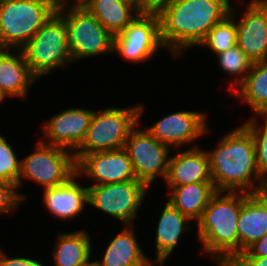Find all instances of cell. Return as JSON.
I'll return each mask as SVG.
<instances>
[{
    "label": "cell",
    "instance_id": "cell-18",
    "mask_svg": "<svg viewBox=\"0 0 267 266\" xmlns=\"http://www.w3.org/2000/svg\"><path fill=\"white\" fill-rule=\"evenodd\" d=\"M159 215L155 228L156 232L154 233L155 257L152 258V262L155 266H165L170 256L175 253L174 250L181 244L183 234H187L190 229L193 230L192 226H195V222L173 207L168 201L165 202V206H163Z\"/></svg>",
    "mask_w": 267,
    "mask_h": 266
},
{
    "label": "cell",
    "instance_id": "cell-36",
    "mask_svg": "<svg viewBox=\"0 0 267 266\" xmlns=\"http://www.w3.org/2000/svg\"><path fill=\"white\" fill-rule=\"evenodd\" d=\"M260 192L267 198V175L263 177V184Z\"/></svg>",
    "mask_w": 267,
    "mask_h": 266
},
{
    "label": "cell",
    "instance_id": "cell-4",
    "mask_svg": "<svg viewBox=\"0 0 267 266\" xmlns=\"http://www.w3.org/2000/svg\"><path fill=\"white\" fill-rule=\"evenodd\" d=\"M109 107L94 111L82 144L73 152L77 163L84 155L124 147L130 132L142 121L145 105Z\"/></svg>",
    "mask_w": 267,
    "mask_h": 266
},
{
    "label": "cell",
    "instance_id": "cell-31",
    "mask_svg": "<svg viewBox=\"0 0 267 266\" xmlns=\"http://www.w3.org/2000/svg\"><path fill=\"white\" fill-rule=\"evenodd\" d=\"M0 266H46L42 261L34 259L32 257H8L6 251L2 250L0 246Z\"/></svg>",
    "mask_w": 267,
    "mask_h": 266
},
{
    "label": "cell",
    "instance_id": "cell-7",
    "mask_svg": "<svg viewBox=\"0 0 267 266\" xmlns=\"http://www.w3.org/2000/svg\"><path fill=\"white\" fill-rule=\"evenodd\" d=\"M56 10L50 0H0V48L21 49Z\"/></svg>",
    "mask_w": 267,
    "mask_h": 266
},
{
    "label": "cell",
    "instance_id": "cell-20",
    "mask_svg": "<svg viewBox=\"0 0 267 266\" xmlns=\"http://www.w3.org/2000/svg\"><path fill=\"white\" fill-rule=\"evenodd\" d=\"M135 225H124L96 259L99 266H155L137 239Z\"/></svg>",
    "mask_w": 267,
    "mask_h": 266
},
{
    "label": "cell",
    "instance_id": "cell-33",
    "mask_svg": "<svg viewBox=\"0 0 267 266\" xmlns=\"http://www.w3.org/2000/svg\"><path fill=\"white\" fill-rule=\"evenodd\" d=\"M228 266H267V256L236 257Z\"/></svg>",
    "mask_w": 267,
    "mask_h": 266
},
{
    "label": "cell",
    "instance_id": "cell-13",
    "mask_svg": "<svg viewBox=\"0 0 267 266\" xmlns=\"http://www.w3.org/2000/svg\"><path fill=\"white\" fill-rule=\"evenodd\" d=\"M237 1L243 3L235 4ZM245 2L235 0L231 9L236 17L237 45L253 62L262 61L267 59V2L248 0L247 5Z\"/></svg>",
    "mask_w": 267,
    "mask_h": 266
},
{
    "label": "cell",
    "instance_id": "cell-28",
    "mask_svg": "<svg viewBox=\"0 0 267 266\" xmlns=\"http://www.w3.org/2000/svg\"><path fill=\"white\" fill-rule=\"evenodd\" d=\"M248 118L243 124L253 135L257 169L260 175L265 177L267 175V115L252 117L249 115Z\"/></svg>",
    "mask_w": 267,
    "mask_h": 266
},
{
    "label": "cell",
    "instance_id": "cell-32",
    "mask_svg": "<svg viewBox=\"0 0 267 266\" xmlns=\"http://www.w3.org/2000/svg\"><path fill=\"white\" fill-rule=\"evenodd\" d=\"M267 256V233L250 245L244 252L237 257H265Z\"/></svg>",
    "mask_w": 267,
    "mask_h": 266
},
{
    "label": "cell",
    "instance_id": "cell-30",
    "mask_svg": "<svg viewBox=\"0 0 267 266\" xmlns=\"http://www.w3.org/2000/svg\"><path fill=\"white\" fill-rule=\"evenodd\" d=\"M22 203L16 186L0 180V216H5L8 213L13 214L22 206Z\"/></svg>",
    "mask_w": 267,
    "mask_h": 266
},
{
    "label": "cell",
    "instance_id": "cell-11",
    "mask_svg": "<svg viewBox=\"0 0 267 266\" xmlns=\"http://www.w3.org/2000/svg\"><path fill=\"white\" fill-rule=\"evenodd\" d=\"M142 127H135L130 132L124 149L132 162L136 178L150 188L157 178L165 180L172 149Z\"/></svg>",
    "mask_w": 267,
    "mask_h": 266
},
{
    "label": "cell",
    "instance_id": "cell-12",
    "mask_svg": "<svg viewBox=\"0 0 267 266\" xmlns=\"http://www.w3.org/2000/svg\"><path fill=\"white\" fill-rule=\"evenodd\" d=\"M207 113L205 110H179L162 116L160 120L153 122V125L145 126V129L172 150L180 149L182 146L197 147L200 144L196 142L200 138L212 133Z\"/></svg>",
    "mask_w": 267,
    "mask_h": 266
},
{
    "label": "cell",
    "instance_id": "cell-39",
    "mask_svg": "<svg viewBox=\"0 0 267 266\" xmlns=\"http://www.w3.org/2000/svg\"><path fill=\"white\" fill-rule=\"evenodd\" d=\"M5 100L6 98L0 92V104H2Z\"/></svg>",
    "mask_w": 267,
    "mask_h": 266
},
{
    "label": "cell",
    "instance_id": "cell-17",
    "mask_svg": "<svg viewBox=\"0 0 267 266\" xmlns=\"http://www.w3.org/2000/svg\"><path fill=\"white\" fill-rule=\"evenodd\" d=\"M177 151L169 159L167 176L163 182L166 188L212 182L209 156L204 146L185 148L182 151L177 149Z\"/></svg>",
    "mask_w": 267,
    "mask_h": 266
},
{
    "label": "cell",
    "instance_id": "cell-8",
    "mask_svg": "<svg viewBox=\"0 0 267 266\" xmlns=\"http://www.w3.org/2000/svg\"><path fill=\"white\" fill-rule=\"evenodd\" d=\"M56 12L66 22L73 63L113 55V35L83 5H60Z\"/></svg>",
    "mask_w": 267,
    "mask_h": 266
},
{
    "label": "cell",
    "instance_id": "cell-5",
    "mask_svg": "<svg viewBox=\"0 0 267 266\" xmlns=\"http://www.w3.org/2000/svg\"><path fill=\"white\" fill-rule=\"evenodd\" d=\"M21 51L38 80L73 64L65 20L55 12Z\"/></svg>",
    "mask_w": 267,
    "mask_h": 266
},
{
    "label": "cell",
    "instance_id": "cell-15",
    "mask_svg": "<svg viewBox=\"0 0 267 266\" xmlns=\"http://www.w3.org/2000/svg\"><path fill=\"white\" fill-rule=\"evenodd\" d=\"M93 114L94 109L66 108L45 121L40 140L74 152L82 144Z\"/></svg>",
    "mask_w": 267,
    "mask_h": 266
},
{
    "label": "cell",
    "instance_id": "cell-16",
    "mask_svg": "<svg viewBox=\"0 0 267 266\" xmlns=\"http://www.w3.org/2000/svg\"><path fill=\"white\" fill-rule=\"evenodd\" d=\"M80 176L75 173L64 184L57 187L42 189V201L48 215L62 221L69 222L71 219L79 218L88 204V185L79 181Z\"/></svg>",
    "mask_w": 267,
    "mask_h": 266
},
{
    "label": "cell",
    "instance_id": "cell-37",
    "mask_svg": "<svg viewBox=\"0 0 267 266\" xmlns=\"http://www.w3.org/2000/svg\"><path fill=\"white\" fill-rule=\"evenodd\" d=\"M80 266H99L97 260H93L92 258H90L87 262H85L84 264H81Z\"/></svg>",
    "mask_w": 267,
    "mask_h": 266
},
{
    "label": "cell",
    "instance_id": "cell-14",
    "mask_svg": "<svg viewBox=\"0 0 267 266\" xmlns=\"http://www.w3.org/2000/svg\"><path fill=\"white\" fill-rule=\"evenodd\" d=\"M76 173L80 176V180L89 179L92 185L137 179L132 162L124 147L84 155L76 163Z\"/></svg>",
    "mask_w": 267,
    "mask_h": 266
},
{
    "label": "cell",
    "instance_id": "cell-9",
    "mask_svg": "<svg viewBox=\"0 0 267 266\" xmlns=\"http://www.w3.org/2000/svg\"><path fill=\"white\" fill-rule=\"evenodd\" d=\"M90 185V186H89ZM88 185V204L92 209L118 220L124 225H134L143 201L150 189L136 179L104 185Z\"/></svg>",
    "mask_w": 267,
    "mask_h": 266
},
{
    "label": "cell",
    "instance_id": "cell-1",
    "mask_svg": "<svg viewBox=\"0 0 267 266\" xmlns=\"http://www.w3.org/2000/svg\"><path fill=\"white\" fill-rule=\"evenodd\" d=\"M235 0H169L155 12L160 38L171 58H179L190 48H198L209 30L224 20Z\"/></svg>",
    "mask_w": 267,
    "mask_h": 266
},
{
    "label": "cell",
    "instance_id": "cell-23",
    "mask_svg": "<svg viewBox=\"0 0 267 266\" xmlns=\"http://www.w3.org/2000/svg\"><path fill=\"white\" fill-rule=\"evenodd\" d=\"M85 229L73 232L60 231L51 255L55 266H80L93 258L92 237Z\"/></svg>",
    "mask_w": 267,
    "mask_h": 266
},
{
    "label": "cell",
    "instance_id": "cell-19",
    "mask_svg": "<svg viewBox=\"0 0 267 266\" xmlns=\"http://www.w3.org/2000/svg\"><path fill=\"white\" fill-rule=\"evenodd\" d=\"M37 80L21 49L0 48V92L6 99H25Z\"/></svg>",
    "mask_w": 267,
    "mask_h": 266
},
{
    "label": "cell",
    "instance_id": "cell-35",
    "mask_svg": "<svg viewBox=\"0 0 267 266\" xmlns=\"http://www.w3.org/2000/svg\"><path fill=\"white\" fill-rule=\"evenodd\" d=\"M86 0H61V5H81Z\"/></svg>",
    "mask_w": 267,
    "mask_h": 266
},
{
    "label": "cell",
    "instance_id": "cell-29",
    "mask_svg": "<svg viewBox=\"0 0 267 266\" xmlns=\"http://www.w3.org/2000/svg\"><path fill=\"white\" fill-rule=\"evenodd\" d=\"M20 163L18 154L14 151L13 144L0 134V180L12 183L17 188L20 174Z\"/></svg>",
    "mask_w": 267,
    "mask_h": 266
},
{
    "label": "cell",
    "instance_id": "cell-10",
    "mask_svg": "<svg viewBox=\"0 0 267 266\" xmlns=\"http://www.w3.org/2000/svg\"><path fill=\"white\" fill-rule=\"evenodd\" d=\"M160 49L165 47L155 11L144 10L121 33L113 36V53L133 65L146 63Z\"/></svg>",
    "mask_w": 267,
    "mask_h": 266
},
{
    "label": "cell",
    "instance_id": "cell-34",
    "mask_svg": "<svg viewBox=\"0 0 267 266\" xmlns=\"http://www.w3.org/2000/svg\"><path fill=\"white\" fill-rule=\"evenodd\" d=\"M143 10L155 11L169 0H135Z\"/></svg>",
    "mask_w": 267,
    "mask_h": 266
},
{
    "label": "cell",
    "instance_id": "cell-21",
    "mask_svg": "<svg viewBox=\"0 0 267 266\" xmlns=\"http://www.w3.org/2000/svg\"><path fill=\"white\" fill-rule=\"evenodd\" d=\"M237 224L240 254L267 233V198L261 192H243Z\"/></svg>",
    "mask_w": 267,
    "mask_h": 266
},
{
    "label": "cell",
    "instance_id": "cell-38",
    "mask_svg": "<svg viewBox=\"0 0 267 266\" xmlns=\"http://www.w3.org/2000/svg\"><path fill=\"white\" fill-rule=\"evenodd\" d=\"M50 1L53 2L57 7L61 5V0H50Z\"/></svg>",
    "mask_w": 267,
    "mask_h": 266
},
{
    "label": "cell",
    "instance_id": "cell-27",
    "mask_svg": "<svg viewBox=\"0 0 267 266\" xmlns=\"http://www.w3.org/2000/svg\"><path fill=\"white\" fill-rule=\"evenodd\" d=\"M237 44L236 17L231 12L224 20L215 24L198 47H206L214 56Z\"/></svg>",
    "mask_w": 267,
    "mask_h": 266
},
{
    "label": "cell",
    "instance_id": "cell-25",
    "mask_svg": "<svg viewBox=\"0 0 267 266\" xmlns=\"http://www.w3.org/2000/svg\"><path fill=\"white\" fill-rule=\"evenodd\" d=\"M231 94L248 105L253 115H267V59L253 62L244 81Z\"/></svg>",
    "mask_w": 267,
    "mask_h": 266
},
{
    "label": "cell",
    "instance_id": "cell-6",
    "mask_svg": "<svg viewBox=\"0 0 267 266\" xmlns=\"http://www.w3.org/2000/svg\"><path fill=\"white\" fill-rule=\"evenodd\" d=\"M28 155L21 158L17 191L24 202L28 198L19 188L26 180L36 182L41 189L64 184L76 173L74 153L66 148L49 145L37 140Z\"/></svg>",
    "mask_w": 267,
    "mask_h": 266
},
{
    "label": "cell",
    "instance_id": "cell-2",
    "mask_svg": "<svg viewBox=\"0 0 267 266\" xmlns=\"http://www.w3.org/2000/svg\"><path fill=\"white\" fill-rule=\"evenodd\" d=\"M219 137L217 146L209 150L210 173L216 191L259 193L263 184L256 165L255 142L242 123Z\"/></svg>",
    "mask_w": 267,
    "mask_h": 266
},
{
    "label": "cell",
    "instance_id": "cell-3",
    "mask_svg": "<svg viewBox=\"0 0 267 266\" xmlns=\"http://www.w3.org/2000/svg\"><path fill=\"white\" fill-rule=\"evenodd\" d=\"M242 204L243 192L216 191L195 223L202 252L216 266H228L239 255L237 223Z\"/></svg>",
    "mask_w": 267,
    "mask_h": 266
},
{
    "label": "cell",
    "instance_id": "cell-26",
    "mask_svg": "<svg viewBox=\"0 0 267 266\" xmlns=\"http://www.w3.org/2000/svg\"><path fill=\"white\" fill-rule=\"evenodd\" d=\"M215 57L220 70L232 79L230 83L227 82L229 86L226 89L230 93L234 92L251 70L253 61L237 44L227 51L217 54Z\"/></svg>",
    "mask_w": 267,
    "mask_h": 266
},
{
    "label": "cell",
    "instance_id": "cell-24",
    "mask_svg": "<svg viewBox=\"0 0 267 266\" xmlns=\"http://www.w3.org/2000/svg\"><path fill=\"white\" fill-rule=\"evenodd\" d=\"M215 192L212 182L173 186L167 191L166 201L196 223Z\"/></svg>",
    "mask_w": 267,
    "mask_h": 266
},
{
    "label": "cell",
    "instance_id": "cell-22",
    "mask_svg": "<svg viewBox=\"0 0 267 266\" xmlns=\"http://www.w3.org/2000/svg\"><path fill=\"white\" fill-rule=\"evenodd\" d=\"M81 5L113 36L144 11L135 0H86Z\"/></svg>",
    "mask_w": 267,
    "mask_h": 266
}]
</instances>
